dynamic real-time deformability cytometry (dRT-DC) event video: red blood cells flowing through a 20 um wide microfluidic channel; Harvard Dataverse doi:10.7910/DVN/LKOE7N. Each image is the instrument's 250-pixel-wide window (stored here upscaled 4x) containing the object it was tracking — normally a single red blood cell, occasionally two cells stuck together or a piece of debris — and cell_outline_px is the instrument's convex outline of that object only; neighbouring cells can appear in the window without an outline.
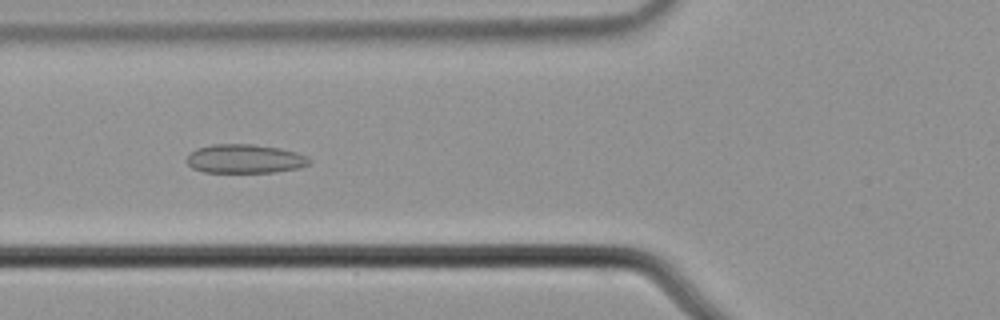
{"species": "common noctule bat (a hibernating species)", "species_latin": "Nyctalus noctula", "temperature_condition": "cold", "stored_images_in_passage": 8, "camera_frame_rate_fps": 3000, "um_per_image_px": 0.085, "animal": {"sex": "male", "body_mass_g": 21.5, "forearm_length_mm": 52.0}, "frame": {"image": 1, "passage_image": 6, "time_ms": 1.667, "image_size_px": [1000, 320], "cell_outline_px": [[312, 160], [308, 164], [300, 168], [276, 172], [204, 172], [192, 168], [188, 164], [188, 156], [196, 148], [212, 144], [252, 144], [280, 148], [296, 152], [308, 156]], "centroid_in_image_um": [20.85, 13.49], "position_along_channel_um": 105.0, "area_um2": 20.69}}
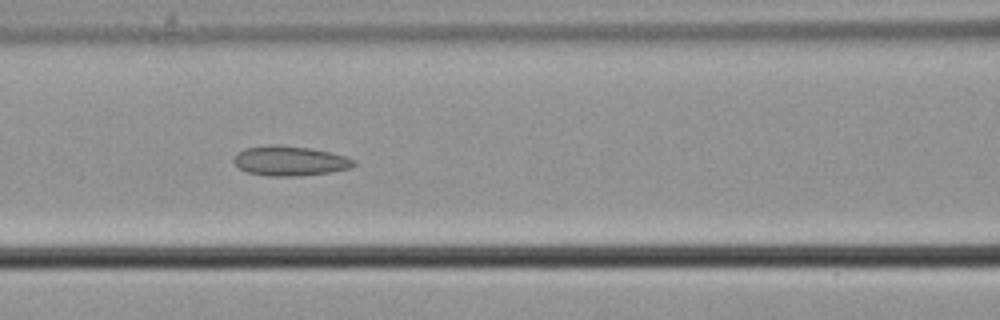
{"frame": {"image": 2, "passage_image": 7, "time_ms": 2.0, "image_size_px": [1000, 320], "cell_outline_px": [[356, 164], [352, 168], [328, 172], [300, 176], [268, 176], [248, 172], [240, 168], [232, 160], [244, 148], [268, 144], [276, 144], [312, 148], [344, 156], [356, 160]], "centroid_in_image_um": [24.65, 13.67], "position_along_channel_um": 141.9, "area_um2": 20.81}}
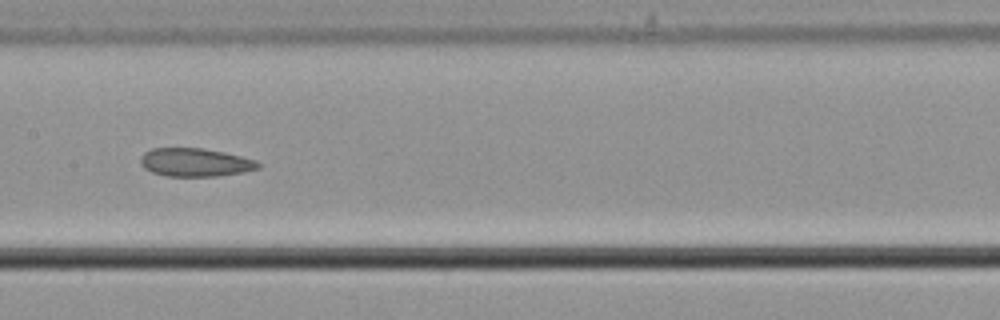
{"frame": {"image": 3, "passage_image": 8, "time_ms": 2.333, "image_size_px": [1000, 320], "cell_outline_px": [[260, 168], [244, 172], [216, 176], [164, 176], [152, 172], [144, 168], [140, 164], [140, 156], [144, 152], [152, 148], [204, 148], [224, 152], [256, 160], [260, 164]], "centroid_in_image_um": [16.57, 13.8], "position_along_channel_um": 190.8, "area_um2": 19.54}}